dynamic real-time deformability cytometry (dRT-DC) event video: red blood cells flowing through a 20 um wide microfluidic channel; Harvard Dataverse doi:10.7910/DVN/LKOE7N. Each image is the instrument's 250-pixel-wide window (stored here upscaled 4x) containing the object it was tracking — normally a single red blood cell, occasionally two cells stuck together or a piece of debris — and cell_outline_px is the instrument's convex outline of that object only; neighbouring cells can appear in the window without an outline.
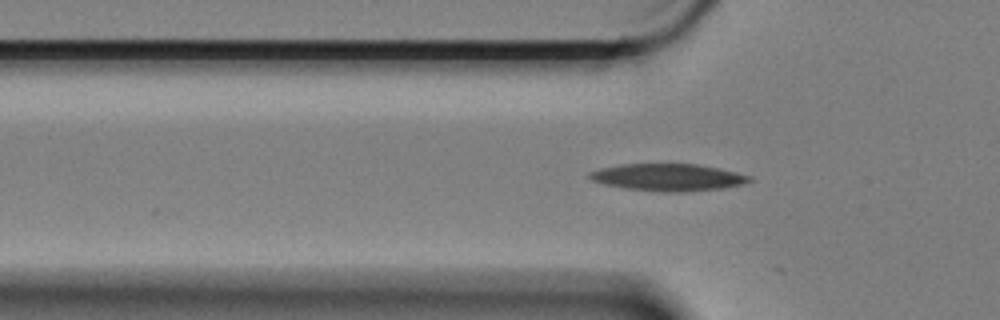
{"species": "Egyptian fruit bat (a non-hibernating species)", "species_latin": "Rousettus aegyptiacus", "temperature_condition": "cold", "stored_images_in_passage": 8, "camera_frame_rate_fps": 3000, "um_per_image_px": 0.085, "animal": {"sex": "female"}, "frame": {"image": 1, "passage_image": 4, "time_ms": 1.0, "image_size_px": [1000, 320], "cell_outline_px": [[752, 180], [740, 184], [720, 188], [680, 192], [664, 192], [628, 188], [604, 184], [592, 180], [588, 176], [588, 172], [600, 168], [620, 164], [696, 164], [736, 172], [752, 176]], "centroid_in_image_um": [56.74, 15.06], "position_along_channel_um": 69.1, "area_um2": 24.91}}
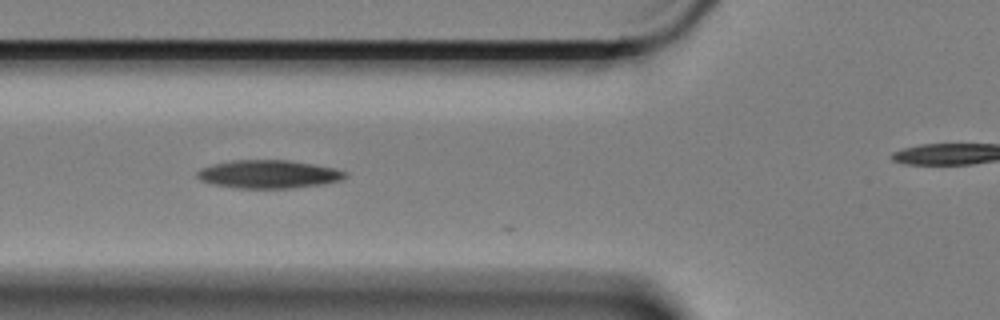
{"frame": {"image": 2, "passage_image": 7, "time_ms": 2.0, "image_size_px": [1000, 320], "cell_outline_px": [[348, 176], [340, 180], [324, 184], [288, 188], [240, 188], [216, 184], [200, 180], [196, 176], [196, 172], [200, 168], [212, 164], [232, 160], [288, 160], [312, 164], [332, 168], [348, 172]], "centroid_in_image_um": [22.82, 14.8], "position_along_channel_um": 103.0, "area_um2": 24.16}}